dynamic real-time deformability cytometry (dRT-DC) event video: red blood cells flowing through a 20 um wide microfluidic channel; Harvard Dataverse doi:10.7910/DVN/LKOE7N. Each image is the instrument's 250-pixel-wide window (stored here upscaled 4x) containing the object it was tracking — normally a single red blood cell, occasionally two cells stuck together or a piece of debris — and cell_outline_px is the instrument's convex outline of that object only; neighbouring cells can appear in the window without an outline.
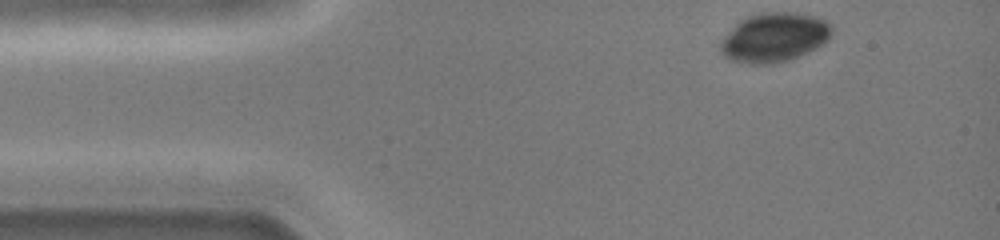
{"species": "common noctule bat (a hibernating species)", "species_latin": "Nyctalus noctula", "temperature_condition": "cold", "stored_images_in_passage": 36, "camera_frame_rate_fps": 3000, "um_per_image_px": 0.085, "animal": {"sex": "female", "body_mass_g": 19.0, "forearm_length_mm": 51.5}, "frame": {"image": 1, "passage_image": 1, "time_ms": 0.0, "image_size_px": [1000, 240], "cell_outline_px": [[832, 32], [828, 40], [816, 48], [788, 60], [772, 64], [748, 64], [732, 60], [724, 56], [720, 52], [720, 40], [740, 20], [748, 16], [764, 12], [796, 12], [816, 16], [832, 24]], "centroid_in_image_um": [65.81, 3.17], "position_along_channel_um": 19.2, "area_um2": 32.02}}
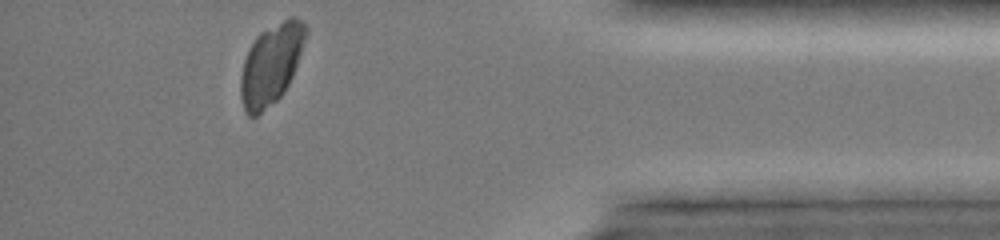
{"frame": {"image": 2, "passage_image": 36, "time_ms": 11.667, "image_size_px": [1000, 240], "cell_outline_px": [[308, 32], [292, 76], [284, 92], [276, 100], [256, 116], [248, 116], [244, 112], [240, 96], [240, 76], [244, 60], [248, 48], [256, 36], [260, 32], [288, 16], [292, 16], [300, 20], [308, 28]], "centroid_in_image_um": [23.02, 5.44], "position_along_channel_um": 412.2, "area_um2": 30.58}}